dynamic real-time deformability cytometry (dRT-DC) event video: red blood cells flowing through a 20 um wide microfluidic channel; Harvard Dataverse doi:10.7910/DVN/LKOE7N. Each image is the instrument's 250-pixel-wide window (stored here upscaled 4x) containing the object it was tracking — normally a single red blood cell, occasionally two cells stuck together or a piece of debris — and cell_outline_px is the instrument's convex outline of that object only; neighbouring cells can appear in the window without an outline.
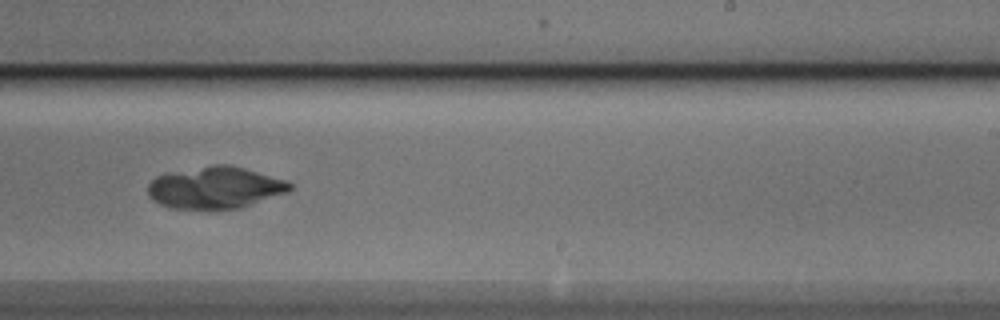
{"species": "Egyptian fruit bat (a non-hibernating species)", "species_latin": "Rousettus aegyptiacus", "temperature_condition": "cold", "stored_images_in_passage": 53, "camera_frame_rate_fps": 3000, "um_per_image_px": 0.085, "animal": {"sex": "male"}, "frame": {"image": 1, "passage_image": 33, "time_ms": 10.667, "image_size_px": [1000, 320], "cell_outline_px": [[292, 188], [288, 192], [240, 208], [172, 208], [160, 204], [152, 200], [148, 196], [148, 184], [156, 176], [212, 164], [228, 164], [244, 168], [284, 180], [292, 184]], "centroid_in_image_um": [18.28, 15.94], "position_along_channel_um": 270.7, "area_um2": 34.16}}
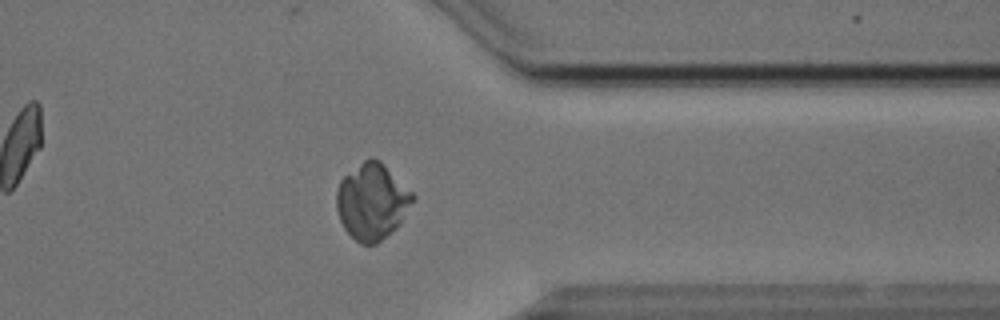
{"frame": {"image": 2, "passage_image": 42, "time_ms": 13.667, "image_size_px": [1000, 320], "cell_outline_px": [[416, 196], [400, 224], [396, 228], [376, 244], [360, 244], [344, 228], [340, 220], [336, 208], [336, 192], [340, 180], [344, 176], [364, 160], [372, 156], [380, 160]], "centroid_in_image_um": [31.62, 17.12], "position_along_channel_um": 379.8, "area_um2": 33.7}}
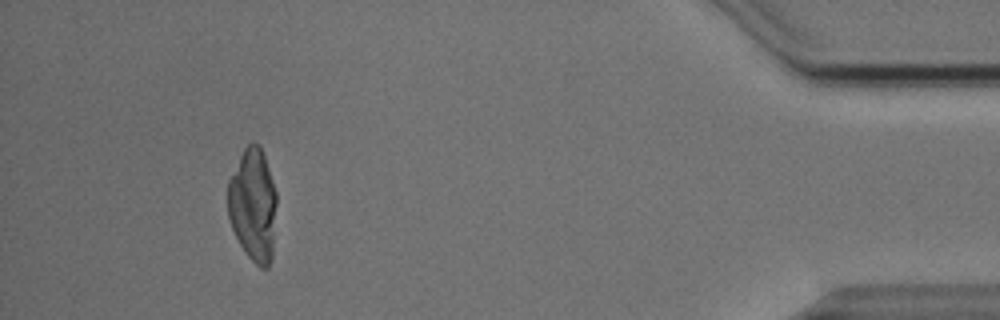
{"frame": {"image": 3, "passage_image": 49, "time_ms": 16.0, "image_size_px": [1000, 320], "cell_outline_px": [[276, 204], [272, 260], [268, 268], [260, 268], [244, 252], [228, 220], [228, 180], [244, 148], [252, 140], [260, 144], [276, 192]], "centroid_in_image_um": [21.5, 17.43], "position_along_channel_um": 413.7, "area_um2": 32.25}}